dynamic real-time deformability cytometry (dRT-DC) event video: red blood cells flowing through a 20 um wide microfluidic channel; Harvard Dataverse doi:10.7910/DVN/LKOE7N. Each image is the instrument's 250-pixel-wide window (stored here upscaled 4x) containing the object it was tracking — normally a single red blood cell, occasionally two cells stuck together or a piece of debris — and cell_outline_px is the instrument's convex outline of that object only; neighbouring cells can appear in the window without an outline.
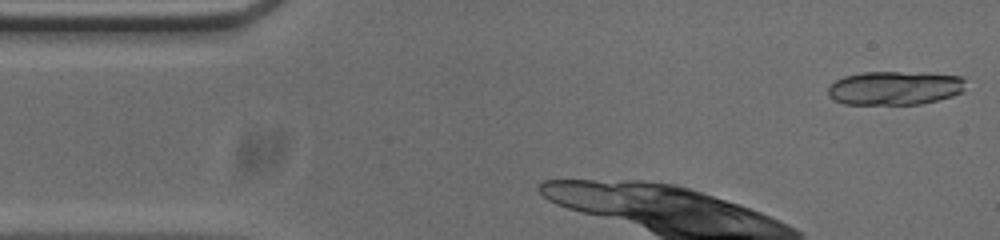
{"species": "common noctule bat (a hibernating species)", "species_latin": "Nyctalus noctula", "temperature_condition": "cold", "stored_images_in_passage": 13, "camera_frame_rate_fps": 3000, "um_per_image_px": 0.085, "animal": {"sex": "male", "body_mass_g": 20.0, "forearm_length_mm": 53.3}, "frame": {"image": 1, "passage_image": 1, "time_ms": 0.0, "image_size_px": [1000, 240], "cell_outline_px": [[964, 80], [960, 92], [936, 100], [916, 104], [848, 104], [836, 100], [828, 92], [828, 88], [836, 80], [848, 76], [868, 72], [896, 72], [956, 76]], "centroid_in_image_um": [75.99, 7.49], "position_along_channel_um": 9.0, "area_um2": 25.89}}